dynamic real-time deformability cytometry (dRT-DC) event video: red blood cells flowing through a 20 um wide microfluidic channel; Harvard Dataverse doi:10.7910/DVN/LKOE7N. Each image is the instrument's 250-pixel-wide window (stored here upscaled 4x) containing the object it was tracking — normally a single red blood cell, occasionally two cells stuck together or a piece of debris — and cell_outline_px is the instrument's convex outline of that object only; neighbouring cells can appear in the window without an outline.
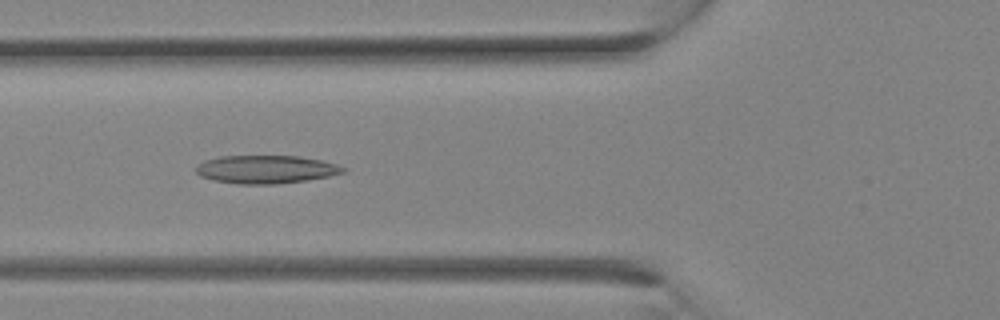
{"species": "Egyptian fruit bat (a non-hibernating species)", "species_latin": "Rousettus aegyptiacus", "temperature_condition": "room temperature", "stored_images_in_passage": 28, "camera_frame_rate_fps": 3000, "um_per_image_px": 0.085, "animal": {"sex": "female"}, "frame": {"image": 1, "passage_image": 10, "time_ms": 3.0, "image_size_px": [1000, 320], "cell_outline_px": [[348, 168], [344, 172], [328, 176], [308, 180], [276, 184], [236, 184], [212, 180], [200, 176], [196, 172], [196, 164], [204, 160], [220, 156], [300, 156], [320, 160], [336, 164]], "centroid_in_image_um": [22.57, 14.4], "position_along_channel_um": 103.2, "area_um2": 24.28}}
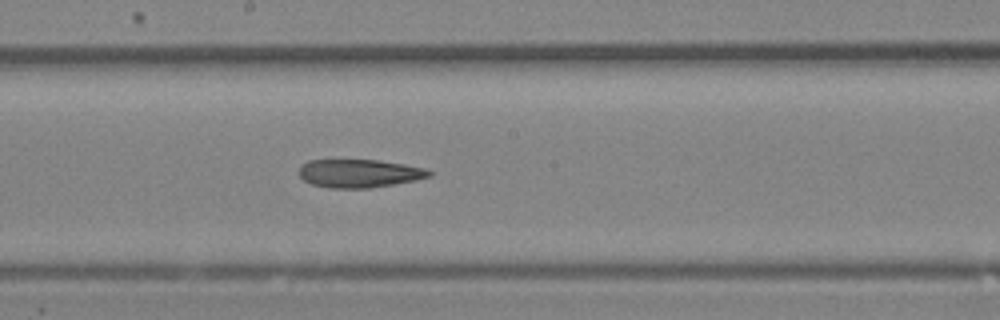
{"frame": {"image": 2, "passage_image": 15, "time_ms": 4.667, "image_size_px": [1000, 320], "cell_outline_px": [[432, 176], [416, 180], [368, 188], [328, 188], [312, 184], [304, 180], [296, 172], [300, 164], [308, 160], [380, 160], [404, 164], [424, 168], [432, 172]], "centroid_in_image_um": [30.49, 14.73], "position_along_channel_um": 217.7, "area_um2": 21.56}}
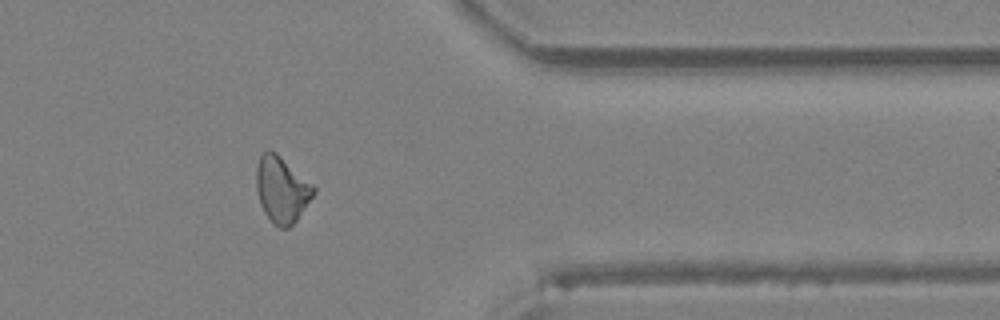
{"frame": {"image": 3, "passage_image": 23, "time_ms": 7.333, "image_size_px": [1000, 320], "cell_outline_px": [[316, 192], [296, 220], [288, 228], [280, 228], [272, 224], [264, 212], [260, 204], [256, 188], [256, 168], [260, 156], [264, 152], [276, 152], [312, 184], [316, 188]], "centroid_in_image_um": [23.94, 16.14], "position_along_channel_um": 387.5, "area_um2": 21.85}}